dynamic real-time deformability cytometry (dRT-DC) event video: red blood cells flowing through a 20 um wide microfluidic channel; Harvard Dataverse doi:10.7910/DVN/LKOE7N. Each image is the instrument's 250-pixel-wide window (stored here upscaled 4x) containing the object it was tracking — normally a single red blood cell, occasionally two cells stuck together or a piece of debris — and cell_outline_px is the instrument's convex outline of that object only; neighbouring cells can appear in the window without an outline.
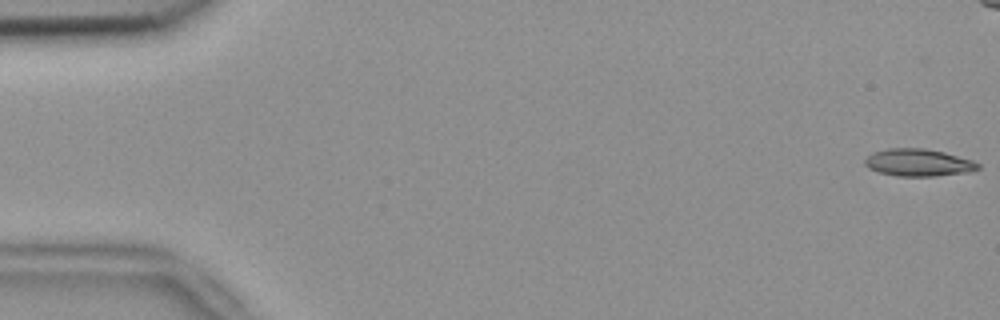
{"species": "common noctule bat (a hibernating species)", "species_latin": "Nyctalus noctula", "temperature_condition": "room temperature", "stored_images_in_passage": 55, "camera_frame_rate_fps": 3000, "um_per_image_px": 0.085, "animal": {"sex": "female", "body_mass_g": 18.4}, "frame": {"image": 1, "passage_image": 1, "time_ms": 0.0, "image_size_px": [1000, 320], "cell_outline_px": [[980, 168], [968, 172], [936, 176], [896, 176], [880, 172], [868, 168], [864, 164], [864, 160], [872, 152], [888, 148], [924, 148], [944, 152], [972, 160], [980, 164]], "centroid_in_image_um": [78.05, 13.82], "position_along_channel_um": 7.0, "area_um2": 18.03}}
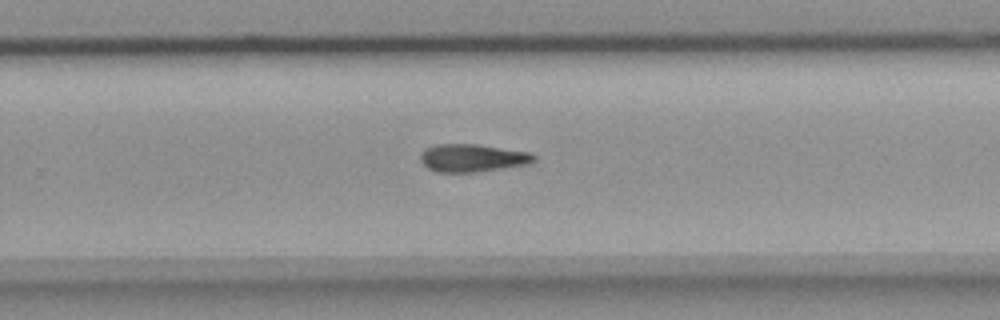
{"frame": {"image": 2, "passage_image": 35, "time_ms": 11.333, "image_size_px": [1000, 320], "cell_outline_px": [[536, 160], [528, 164], [476, 172], [436, 172], [428, 168], [420, 160], [420, 152], [424, 148], [436, 144], [476, 144], [532, 152], [536, 156]], "centroid_in_image_um": [40.15, 13.42], "position_along_channel_um": 289.6, "area_um2": 18.55}}
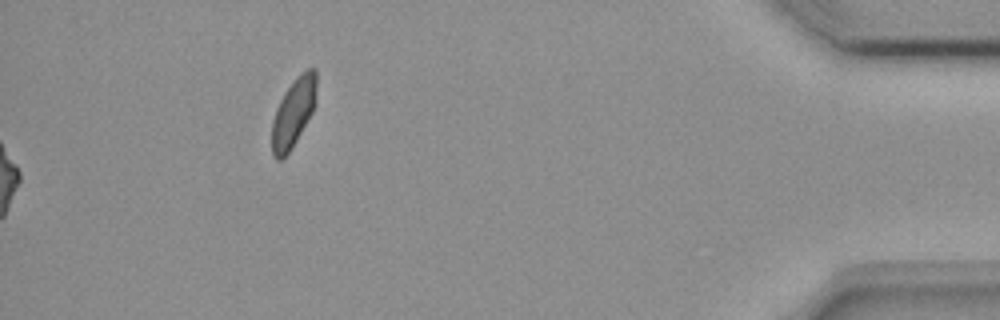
{"frame": {"image": 3, "passage_image": 55, "time_ms": 18.0, "image_size_px": [1000, 320], "cell_outline_px": [[316, 104], [312, 112], [292, 148], [280, 160], [276, 160], [272, 156], [272, 120], [276, 108], [284, 92], [296, 76], [300, 72], [308, 68], [316, 68]], "centroid_in_image_um": [24.94, 9.54], "position_along_channel_um": 410.3, "area_um2": 17.98}}